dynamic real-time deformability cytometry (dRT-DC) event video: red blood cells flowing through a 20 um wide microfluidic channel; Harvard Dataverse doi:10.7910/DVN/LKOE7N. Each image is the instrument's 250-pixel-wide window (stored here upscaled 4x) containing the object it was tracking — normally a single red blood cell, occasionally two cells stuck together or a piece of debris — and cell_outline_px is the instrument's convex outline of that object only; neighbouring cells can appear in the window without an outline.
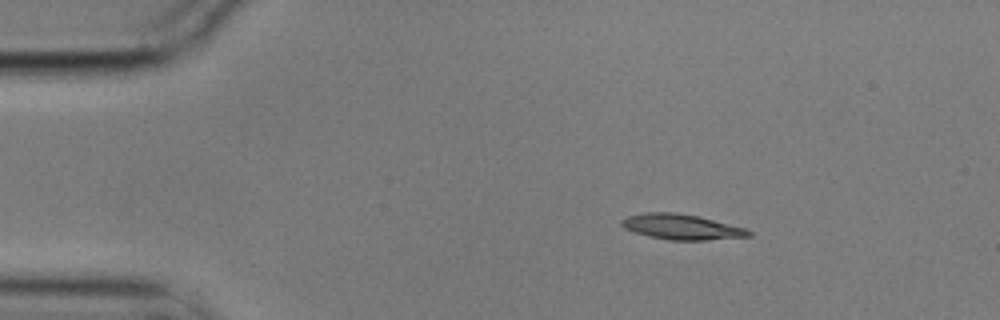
{"species": "common noctule bat (a hibernating species)", "species_latin": "Nyctalus noctula", "temperature_condition": "cold", "stored_images_in_passage": 3, "camera_frame_rate_fps": 3000, "um_per_image_px": 0.085, "animal": {"sex": "male", "body_mass_g": 17.9}, "frame": {"image": 1, "passage_image": 1, "time_ms": 0.0, "image_size_px": [1000, 320], "cell_outline_px": [[752, 236], [708, 240], [668, 240], [648, 236], [624, 228], [620, 224], [620, 220], [628, 216], [644, 212], [676, 212], [696, 216], [744, 228], [752, 232]], "centroid_in_image_um": [57.89, 19.29], "position_along_channel_um": 27.1, "area_um2": 18.61}}